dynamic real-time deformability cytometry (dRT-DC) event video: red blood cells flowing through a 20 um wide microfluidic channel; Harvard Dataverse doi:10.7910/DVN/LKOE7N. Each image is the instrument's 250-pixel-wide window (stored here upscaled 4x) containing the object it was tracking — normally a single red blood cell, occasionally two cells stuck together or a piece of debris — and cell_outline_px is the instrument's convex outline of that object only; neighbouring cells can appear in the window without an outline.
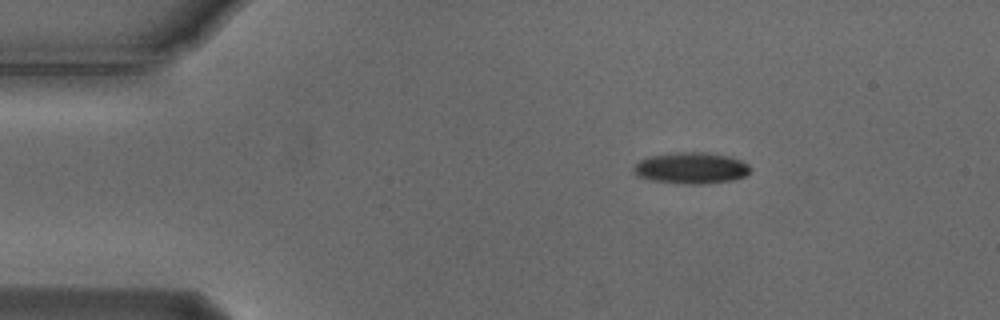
{"species": "Egyptian fruit bat (a non-hibernating species)", "species_latin": "Rousettus aegyptiacus", "temperature_condition": "cold", "stored_images_in_passage": 47, "camera_frame_rate_fps": 3000, "um_per_image_px": 0.085, "animal": {"sex": "male"}, "frame": {"image": 1, "passage_image": 1, "time_ms": 0.0, "image_size_px": [1000, 320], "cell_outline_px": [[752, 168], [748, 176], [732, 180], [708, 184], [680, 184], [652, 180], [636, 176], [632, 172], [632, 168], [640, 160], [648, 156], [676, 152], [708, 152], [728, 156], [744, 160]], "centroid_in_image_um": [58.78, 14.29], "position_along_channel_um": 26.2, "area_um2": 21.85}}
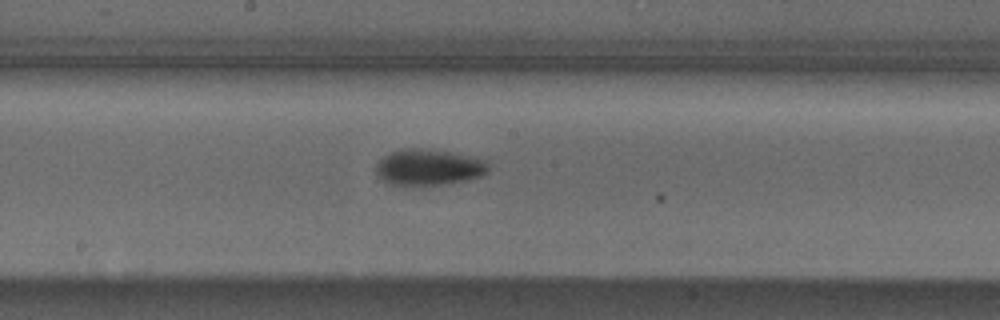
{"frame": {"image": 2, "passage_image": 21, "time_ms": 6.667, "image_size_px": [1000, 320], "cell_outline_px": [[488, 172], [480, 176], [468, 180], [440, 184], [392, 184], [384, 180], [376, 172], [376, 164], [384, 156], [400, 148], [432, 148], [452, 152], [484, 160], [488, 164]], "centroid_in_image_um": [36.45, 14.18], "position_along_channel_um": 211.8, "area_um2": 23.35}}
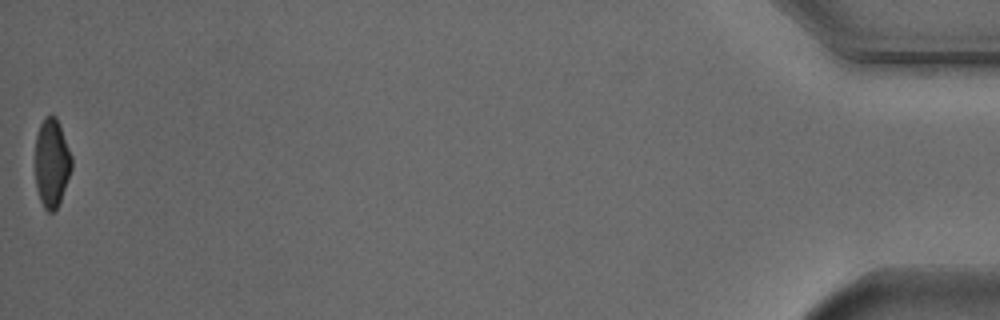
{"frame": {"image": 3, "passage_image": 47, "time_ms": 15.333, "image_size_px": [1000, 320], "cell_outline_px": [[72, 168], [60, 200], [56, 208], [52, 212], [48, 212], [44, 208], [40, 200], [36, 188], [36, 136], [40, 124], [44, 116], [56, 116], [60, 124], [72, 156]], "centroid_in_image_um": [4.4, 13.82], "position_along_channel_um": 430.8, "area_um2": 18.73}, "authors_computed_cell_mechanics": {"area_um2": 21.8484, "velocity_mm_per_s": 3.7239, "shape_relaxation_time_tau1_ms": 3.2548, "shape_relaxation_time_tau2_ms": null, "deformation_change_tau1": 0.1318, "deformation_change_tau2": null}}